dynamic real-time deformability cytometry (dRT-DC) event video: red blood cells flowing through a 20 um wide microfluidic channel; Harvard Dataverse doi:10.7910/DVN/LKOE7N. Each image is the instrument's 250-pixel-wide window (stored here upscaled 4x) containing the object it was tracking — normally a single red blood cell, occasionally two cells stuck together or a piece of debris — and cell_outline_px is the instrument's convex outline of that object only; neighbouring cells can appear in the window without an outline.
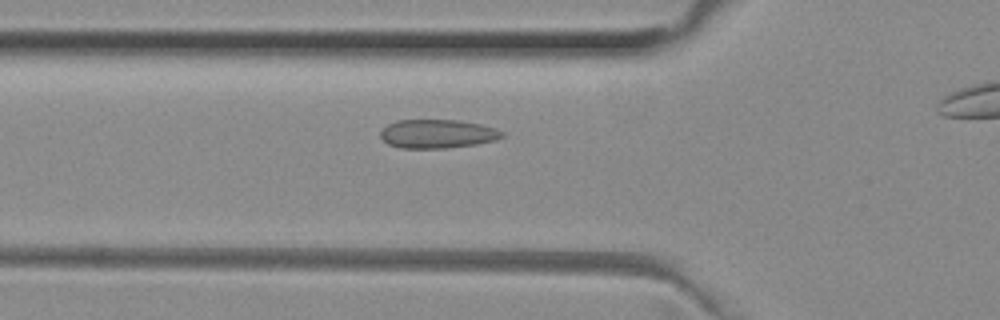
{"species": "common noctule bat (a hibernating species)", "species_latin": "Nyctalus noctula", "temperature_condition": "room temperature", "stored_images_in_passage": 35, "camera_frame_rate_fps": 3000, "um_per_image_px": 0.085, "animal": {"sex": "female", "body_mass_g": 29.2, "forearm_length_mm": 56.3}, "frame": {"image": 1, "passage_image": 11, "time_ms": 3.333, "image_size_px": [1000, 320], "cell_outline_px": [[504, 136], [492, 140], [476, 144], [444, 148], [400, 148], [388, 144], [380, 136], [380, 132], [388, 124], [396, 120], [460, 120], [480, 124], [496, 128], [504, 132]], "centroid_in_image_um": [37.17, 11.37], "position_along_channel_um": 88.6, "area_um2": 20.29}}
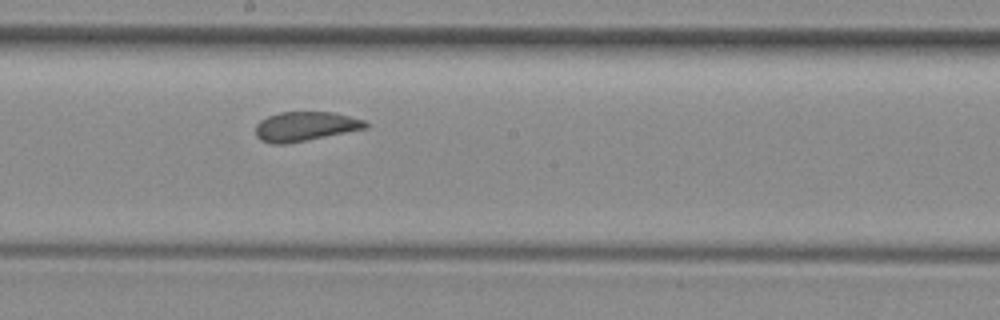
{"frame": {"image": 2, "passage_image": 21, "time_ms": 6.667, "image_size_px": [1000, 320], "cell_outline_px": [[368, 128], [284, 144], [272, 144], [260, 140], [256, 136], [256, 124], [260, 120], [268, 116], [280, 112], [332, 112], [364, 120], [368, 124]], "centroid_in_image_um": [25.92, 10.74], "position_along_channel_um": 222.3, "area_um2": 18.67}}
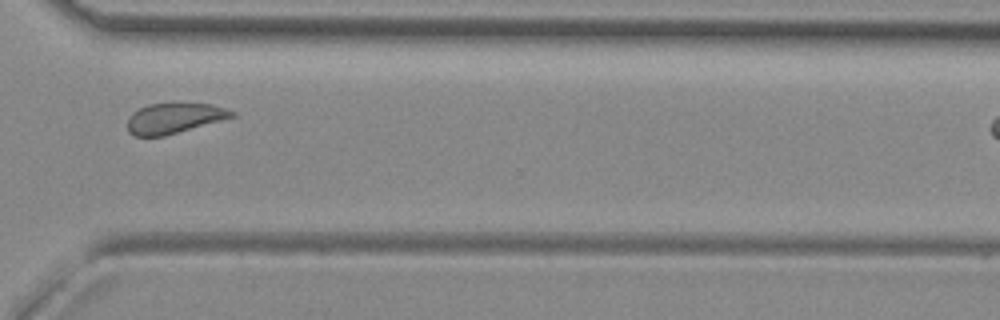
{"frame": {"image": 3, "passage_image": 31, "time_ms": 10.0, "image_size_px": [1000, 320], "cell_outline_px": [[236, 116], [164, 136], [136, 136], [128, 132], [128, 116], [132, 112], [148, 104], [212, 104], [236, 112]], "centroid_in_image_um": [14.79, 10.05], "position_along_channel_um": 355.8, "area_um2": 18.21}}